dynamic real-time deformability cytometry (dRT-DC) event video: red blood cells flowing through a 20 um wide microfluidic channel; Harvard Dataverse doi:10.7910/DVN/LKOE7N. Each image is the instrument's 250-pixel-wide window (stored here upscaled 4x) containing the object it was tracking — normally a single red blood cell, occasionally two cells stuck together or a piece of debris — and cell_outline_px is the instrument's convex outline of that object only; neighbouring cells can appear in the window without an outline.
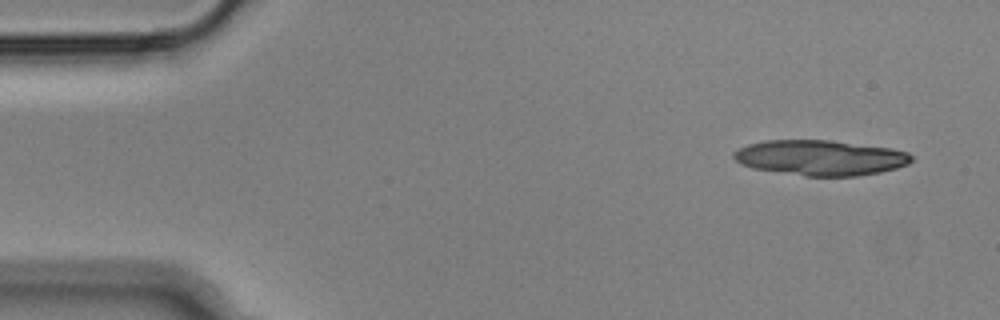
{"species": "Egyptian fruit bat (a non-hibernating species)", "species_latin": "Rousettus aegyptiacus", "temperature_condition": "cold", "stored_images_in_passage": 14, "camera_frame_rate_fps": 3000, "um_per_image_px": 0.085, "animal": {"sex": "male"}, "frame": {"image": 1, "passage_image": 1, "time_ms": 0.0, "image_size_px": [1000, 320], "cell_outline_px": [[912, 160], [908, 164], [896, 168], [880, 172], [856, 176], [804, 176], [752, 168], [740, 164], [732, 156], [732, 152], [748, 144], [764, 140], [828, 140], [888, 148], [908, 152], [912, 156]], "centroid_in_image_um": [69.69, 13.41], "position_along_channel_um": 15.3, "area_um2": 36.47}}
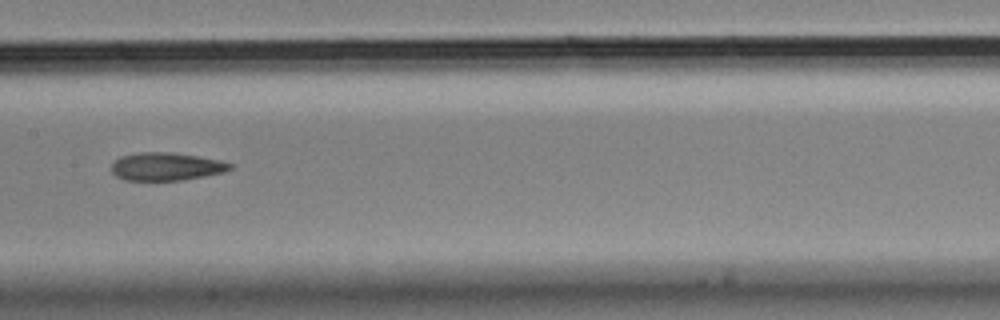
{"frame": {"image": 2, "passage_image": 7, "time_ms": 2.0, "image_size_px": [1000, 320], "cell_outline_px": [[232, 168], [224, 172], [204, 176], [180, 180], [124, 180], [116, 176], [112, 172], [112, 164], [120, 156], [140, 152], [168, 152], [200, 156], [220, 160], [232, 164]], "centroid_in_image_um": [14.13, 14.15], "position_along_channel_um": 193.3, "area_um2": 19.25}}
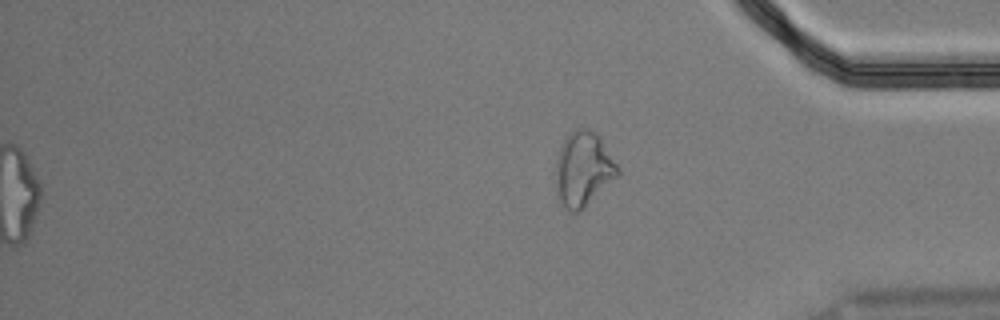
{"frame": {"image": 3, "passage_image": 14, "time_ms": 4.333, "image_size_px": [1000, 320], "cell_outline_px": [[620, 176], [580, 212], [572, 212], [560, 200], [556, 180], [556, 160], [560, 148], [564, 140], [576, 128], [588, 128], [600, 136], [620, 168]], "centroid_in_image_um": [49.64, 14.37], "position_along_channel_um": 385.6, "area_um2": 26.93}}